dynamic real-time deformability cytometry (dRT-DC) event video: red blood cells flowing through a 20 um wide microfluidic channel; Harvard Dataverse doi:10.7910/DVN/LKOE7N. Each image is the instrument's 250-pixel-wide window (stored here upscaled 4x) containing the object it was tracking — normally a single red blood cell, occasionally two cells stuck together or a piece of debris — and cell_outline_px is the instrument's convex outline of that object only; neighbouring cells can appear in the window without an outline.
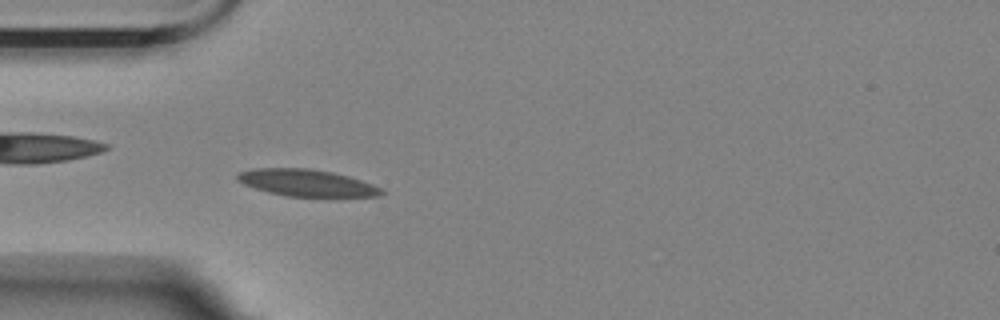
{"species": "Egyptian fruit bat (a non-hibernating species)", "species_latin": "Rousettus aegyptiacus", "temperature_condition": "room temperature", "stored_images_in_passage": 43, "camera_frame_rate_fps": 3000, "um_per_image_px": 0.085, "animal": {"sex": "female"}, "frame": {"image": 1, "passage_image": 7, "time_ms": 2.0, "image_size_px": [1000, 320], "cell_outline_px": [[388, 192], [380, 196], [288, 196], [268, 192], [244, 184], [236, 180], [236, 176], [240, 172], [252, 168], [308, 168], [332, 172], [348, 176], [372, 184]], "centroid_in_image_um": [26.07, 15.53], "position_along_channel_um": 58.9, "area_um2": 22.37}}
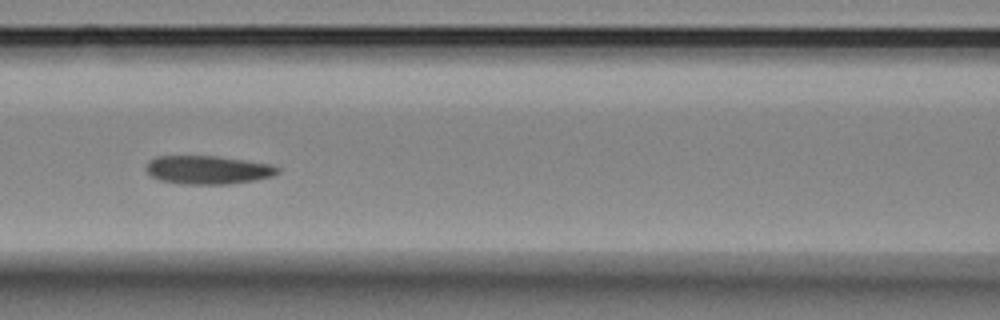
{"frame": {"image": 2, "passage_image": 15, "time_ms": 4.667, "image_size_px": [1000, 320], "cell_outline_px": [[280, 172], [272, 176], [256, 180], [228, 184], [180, 184], [160, 180], [152, 176], [144, 168], [148, 160], [156, 156], [216, 156], [272, 164], [280, 168]], "centroid_in_image_um": [17.66, 14.44], "position_along_channel_um": 148.9, "area_um2": 21.96}}
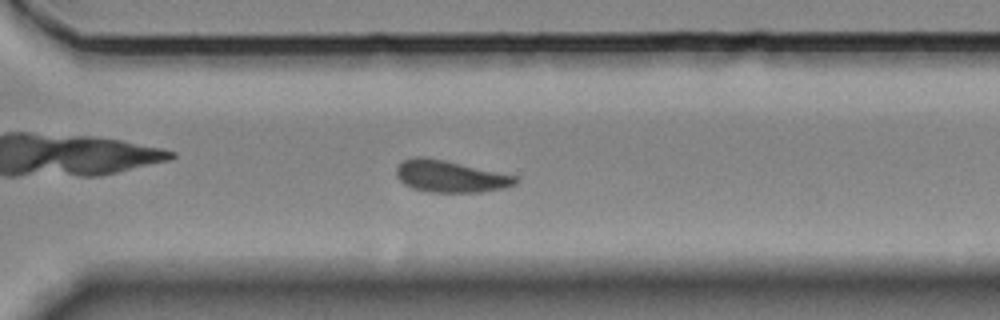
{"frame": {"image": 3, "passage_image": 31, "time_ms": 10.0, "image_size_px": [1000, 320], "cell_outline_px": [[520, 180], [516, 184], [504, 188], [480, 192], [428, 192], [412, 188], [404, 184], [396, 176], [396, 168], [404, 160], [416, 156], [424, 156], [444, 160], [516, 176]], "centroid_in_image_um": [38.26, 15.0], "position_along_channel_um": 332.3, "area_um2": 22.02}, "authors_computed_cell_mechanics": {"area_um2": 22.0218, "velocity_mm_per_s": 3.4465, "shape_relaxation_time_tau1_ms": null, "shape_relaxation_time_tau2_ms": 7.2699, "deformation_change_tau1": null, "deformation_change_tau2": 0.1329}}